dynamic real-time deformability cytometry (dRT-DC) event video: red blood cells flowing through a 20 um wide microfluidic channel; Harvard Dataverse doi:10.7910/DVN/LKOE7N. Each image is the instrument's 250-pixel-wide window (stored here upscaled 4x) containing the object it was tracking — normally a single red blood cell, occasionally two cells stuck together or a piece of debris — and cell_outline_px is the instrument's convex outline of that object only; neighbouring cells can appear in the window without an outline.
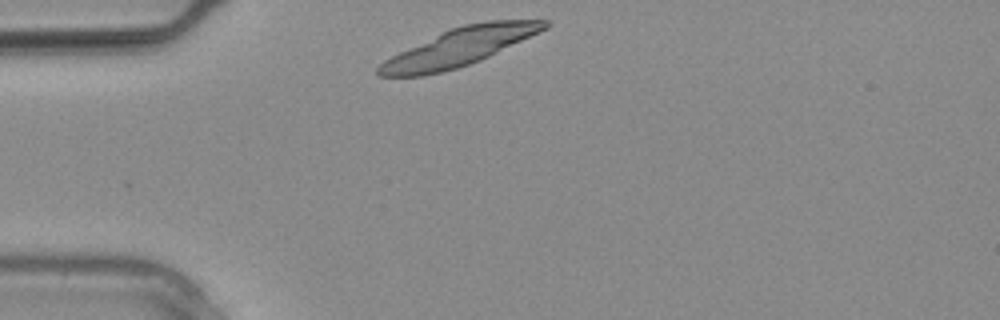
{"species": "common noctule bat (a hibernating species)", "species_latin": "Nyctalus noctula", "temperature_condition": "warm", "stored_images_in_passage": 23, "camera_frame_rate_fps": 3000, "um_per_image_px": 0.085, "animal": {"sex": "male", "body_mass_g": 20.4}, "frame": {"image": 1, "passage_image": 1, "time_ms": 0.0, "image_size_px": [1000, 320], "cell_outline_px": [[552, 24], [548, 28], [480, 60], [456, 68], [424, 76], [376, 76], [376, 68], [384, 60], [400, 52], [452, 28], [464, 24], [488, 20], [548, 20]], "centroid_in_image_um": [39.07, 4.0], "position_along_channel_um": 45.9, "area_um2": 35.89}}